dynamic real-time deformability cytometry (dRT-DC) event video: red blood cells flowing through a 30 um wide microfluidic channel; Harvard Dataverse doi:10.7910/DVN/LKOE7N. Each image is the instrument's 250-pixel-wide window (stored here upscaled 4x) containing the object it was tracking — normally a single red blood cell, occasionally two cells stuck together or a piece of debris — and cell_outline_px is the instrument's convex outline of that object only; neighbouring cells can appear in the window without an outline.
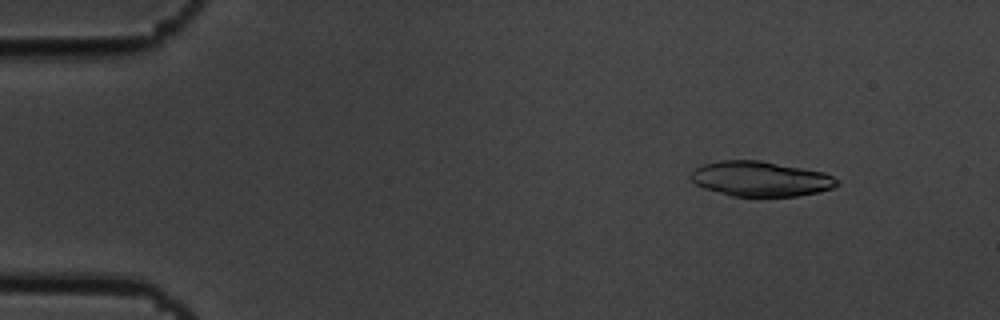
{"species": "common noctule bat (a hibernating species)", "species_latin": "Nyctalus noctula", "temperature_condition": "cold", "stored_images_in_passage": 35, "camera_frame_rate_fps": 3000, "um_per_image_px": 0.085, "animal": {"sex": "male", "body_mass_g": 19.5, "forearm_length_mm": 54.6}, "frame": {"image": 1, "passage_image": 6, "time_ms": 1.667, "image_size_px": [1000, 320], "cell_outline_px": [[840, 184], [832, 188], [816, 192], [796, 196], [732, 196], [704, 188], [696, 184], [688, 176], [696, 168], [704, 164], [720, 160], [760, 160], [824, 172], [840, 180]], "centroid_in_image_um": [64.65, 15.19], "position_along_channel_um": 20.3, "area_um2": 29.77}}